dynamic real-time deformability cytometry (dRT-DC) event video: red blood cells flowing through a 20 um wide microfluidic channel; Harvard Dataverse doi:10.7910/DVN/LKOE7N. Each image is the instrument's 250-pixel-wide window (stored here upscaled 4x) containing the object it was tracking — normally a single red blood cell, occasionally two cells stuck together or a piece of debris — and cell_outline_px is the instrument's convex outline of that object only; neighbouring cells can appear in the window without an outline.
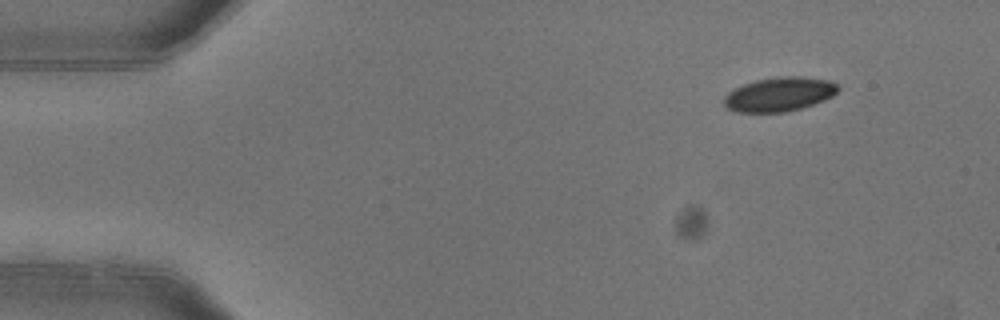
{"species": "common noctule bat (a hibernating species)", "species_latin": "Nyctalus noctula", "temperature_condition": "warm", "stored_images_in_passage": 4, "camera_frame_rate_fps": 3000, "um_per_image_px": 0.085, "animal": {"sex": "female"}, "frame": {"image": 1, "passage_image": 1, "time_ms": 0.0, "image_size_px": [1000, 320], "cell_outline_px": [[840, 88], [832, 96], [824, 100], [800, 108], [784, 112], [736, 112], [728, 108], [724, 104], [724, 96], [728, 92], [744, 84], [756, 80], [780, 76], [804, 76], [832, 80]], "centroid_in_image_um": [66.26, 8.0], "position_along_channel_um": 18.7, "area_um2": 22.66}}
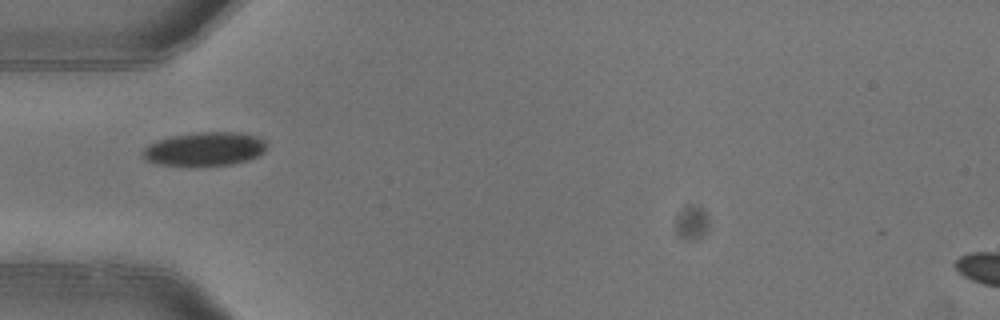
{"frame": {"image": 2, "passage_image": 4, "time_ms": 1.0, "image_size_px": [1000, 320], "cell_outline_px": [[264, 152], [248, 160], [232, 164], [156, 164], [148, 160], [144, 156], [144, 148], [148, 144], [156, 140], [172, 136], [196, 132], [240, 132], [256, 136], [264, 140]], "centroid_in_image_um": [17.4, 12.63], "position_along_channel_um": 67.6, "area_um2": 23.7}}